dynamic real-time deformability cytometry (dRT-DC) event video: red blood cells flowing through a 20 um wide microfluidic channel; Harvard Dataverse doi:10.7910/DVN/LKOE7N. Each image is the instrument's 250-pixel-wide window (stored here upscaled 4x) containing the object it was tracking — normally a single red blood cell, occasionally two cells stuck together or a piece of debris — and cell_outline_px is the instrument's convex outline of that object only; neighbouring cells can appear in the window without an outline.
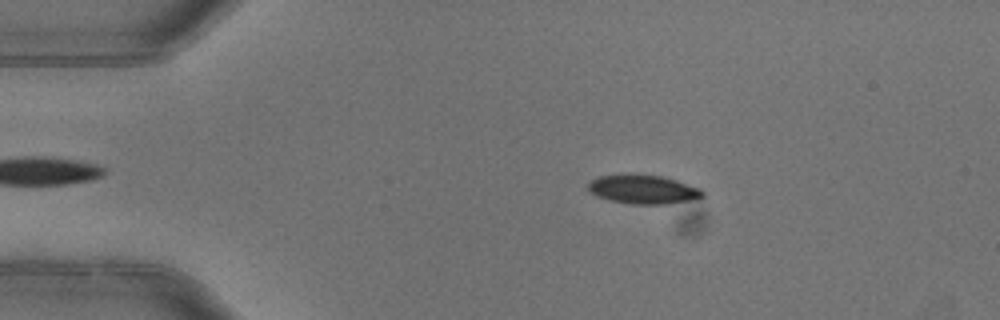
{"species": "common noctule bat (a hibernating species)", "species_latin": "Nyctalus noctula", "temperature_condition": "warm", "stored_images_in_passage": 4, "camera_frame_rate_fps": 3000, "um_per_image_px": 0.085, "animal": {"sex": "female"}, "frame": {"image": 1, "passage_image": 2, "time_ms": 0.333, "image_size_px": [1000, 320], "cell_outline_px": [[704, 196], [688, 200], [668, 204], [632, 204], [608, 200], [596, 196], [588, 192], [588, 184], [592, 180], [600, 176], [660, 176], [676, 180], [700, 188], [704, 192]], "centroid_in_image_um": [54.66, 16.13], "position_along_channel_um": 30.3, "area_um2": 18.73}}
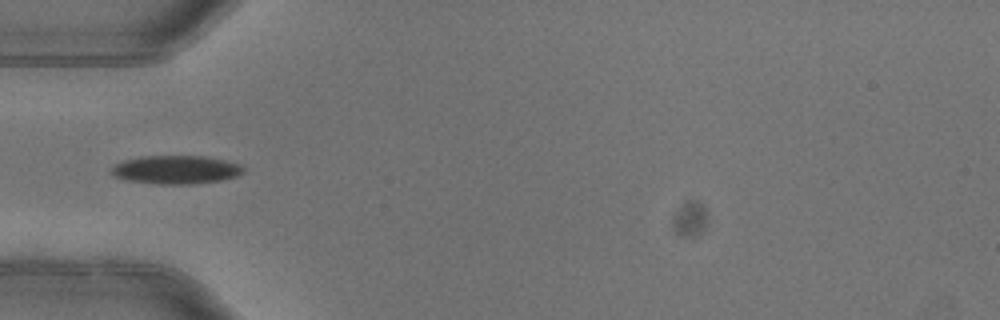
{"frame": {"image": 2, "passage_image": 4, "time_ms": 1.0, "image_size_px": [1000, 320], "cell_outline_px": [[244, 172], [236, 176], [220, 180], [192, 184], [160, 184], [128, 180], [116, 176], [108, 172], [116, 164], [124, 160], [140, 156], [204, 156], [224, 160], [236, 164], [244, 168]], "centroid_in_image_um": [14.93, 14.42], "position_along_channel_um": 70.1, "area_um2": 21.62}}